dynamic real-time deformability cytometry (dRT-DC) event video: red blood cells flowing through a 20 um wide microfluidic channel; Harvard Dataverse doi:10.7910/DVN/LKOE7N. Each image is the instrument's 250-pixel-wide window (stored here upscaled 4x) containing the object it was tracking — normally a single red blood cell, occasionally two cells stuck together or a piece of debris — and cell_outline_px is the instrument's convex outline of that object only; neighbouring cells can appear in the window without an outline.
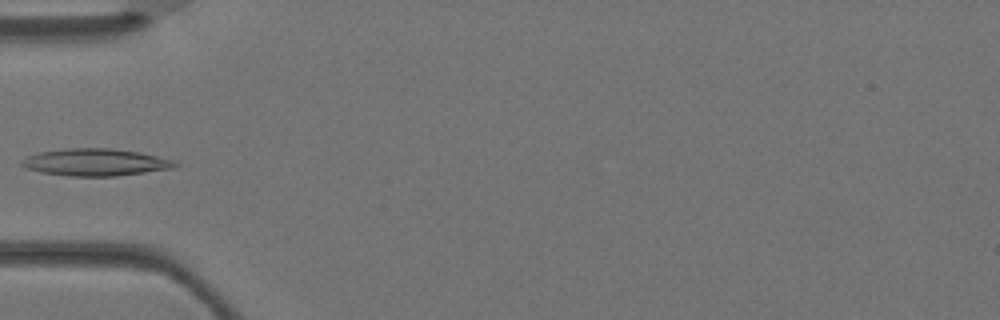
{"species": "Egyptian fruit bat (a non-hibernating species)", "species_latin": "Rousettus aegyptiacus", "temperature_condition": "warm", "stored_images_in_passage": 4, "camera_frame_rate_fps": 3000, "um_per_image_px": 0.085, "animal": {"sex": "female"}, "frame": {"image": 1, "passage_image": 4, "time_ms": 1.0, "image_size_px": [1000, 320], "cell_outline_px": [[180, 164], [176, 168], [116, 176], [68, 176], [40, 172], [24, 168], [20, 164], [20, 160], [28, 156], [40, 152], [64, 148], [112, 148], [140, 152], [176, 160]], "centroid_in_image_um": [8.14, 13.79], "position_along_channel_um": 76.9, "area_um2": 24.62}}